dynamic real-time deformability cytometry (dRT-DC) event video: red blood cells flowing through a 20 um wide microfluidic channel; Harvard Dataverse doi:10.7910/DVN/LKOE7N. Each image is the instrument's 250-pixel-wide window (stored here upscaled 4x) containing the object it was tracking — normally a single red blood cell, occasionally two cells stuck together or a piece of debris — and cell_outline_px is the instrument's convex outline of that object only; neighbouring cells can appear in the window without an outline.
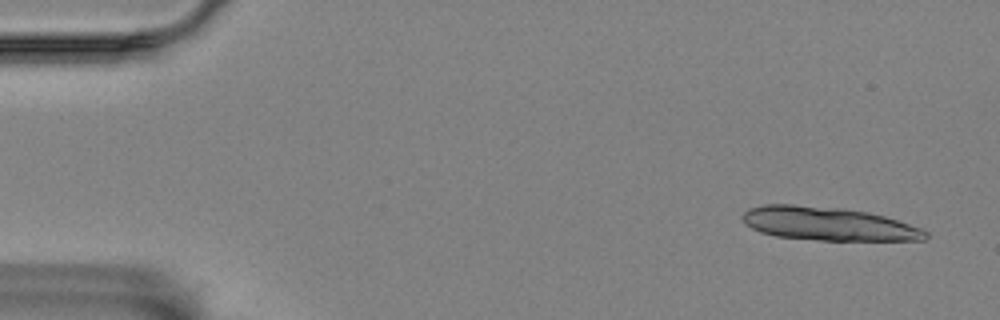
{"species": "Egyptian fruit bat (a non-hibernating species)", "species_latin": "Rousettus aegyptiacus", "temperature_condition": "room temperature", "stored_images_in_passage": 5, "camera_frame_rate_fps": 3000, "um_per_image_px": 0.085, "animal": {"sex": "female"}, "frame": {"image": 1, "passage_image": 1, "time_ms": 0.0, "image_size_px": [1000, 320], "cell_outline_px": [[928, 236], [924, 240], [820, 240], [776, 236], [760, 232], [752, 228], [744, 220], [744, 212], [748, 208], [764, 204], [792, 204], [844, 208], [868, 212], [884, 216], [920, 228], [928, 232]], "centroid_in_image_um": [70.39, 19.01], "position_along_channel_um": 14.6, "area_um2": 35.43}}